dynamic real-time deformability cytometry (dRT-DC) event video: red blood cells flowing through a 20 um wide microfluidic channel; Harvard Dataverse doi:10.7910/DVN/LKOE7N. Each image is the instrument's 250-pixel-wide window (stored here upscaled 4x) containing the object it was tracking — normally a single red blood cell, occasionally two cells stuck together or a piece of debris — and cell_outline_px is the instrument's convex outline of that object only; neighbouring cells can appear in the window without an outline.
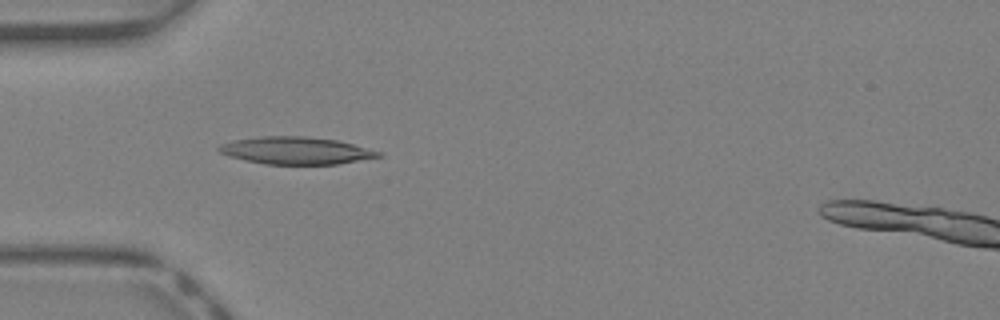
{"species": "Egyptian fruit bat (a non-hibernating species)", "species_latin": "Rousettus aegyptiacus", "temperature_condition": "warm", "stored_images_in_passage": 41, "camera_frame_rate_fps": 3000, "um_per_image_px": 0.085, "animal": {"sex": "female"}, "frame": {"image": 1, "passage_image": 13, "time_ms": 4.0, "image_size_px": [1000, 320], "cell_outline_px": [[384, 156], [336, 164], [264, 164], [244, 160], [228, 156], [220, 152], [216, 148], [220, 144], [232, 140], [260, 136], [304, 136], [336, 140], [384, 152]], "centroid_in_image_um": [25.14, 12.79], "position_along_channel_um": 59.9, "area_um2": 25.49}}
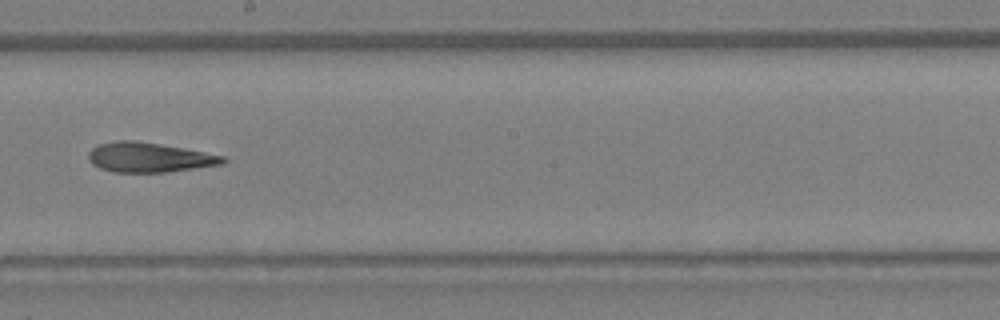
{"frame": {"image": 2, "passage_image": 24, "time_ms": 7.667, "image_size_px": [1000, 320], "cell_outline_px": [[228, 160], [224, 164], [164, 172], [112, 172], [100, 168], [92, 164], [88, 160], [88, 152], [92, 148], [100, 144], [116, 140], [136, 140], [184, 148], [224, 156]], "centroid_in_image_um": [12.66, 13.37], "position_along_channel_um": 235.5, "area_um2": 23.29}}
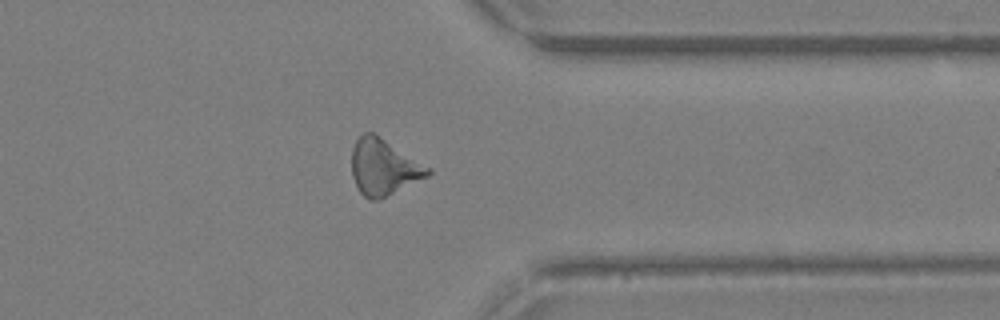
{"frame": {"image": 3, "passage_image": 33, "time_ms": 10.667, "image_size_px": [1000, 320], "cell_outline_px": [[432, 172], [428, 176], [380, 200], [368, 200], [360, 192], [352, 176], [352, 148], [356, 140], [364, 132], [372, 132], [432, 168]], "centroid_in_image_um": [32.61, 14.23], "position_along_channel_um": 378.8, "area_um2": 24.85}, "authors_computed_cell_mechanics": {"area_um2": 23.8136, "velocity_mm_per_s": 4.9673, "shape_relaxation_time_tau1_ms": 5.4497, "shape_relaxation_time_tau2_ms": 3.8886, "deformation_change_tau1": 0.195, "deformation_change_tau2": 0.1695}}